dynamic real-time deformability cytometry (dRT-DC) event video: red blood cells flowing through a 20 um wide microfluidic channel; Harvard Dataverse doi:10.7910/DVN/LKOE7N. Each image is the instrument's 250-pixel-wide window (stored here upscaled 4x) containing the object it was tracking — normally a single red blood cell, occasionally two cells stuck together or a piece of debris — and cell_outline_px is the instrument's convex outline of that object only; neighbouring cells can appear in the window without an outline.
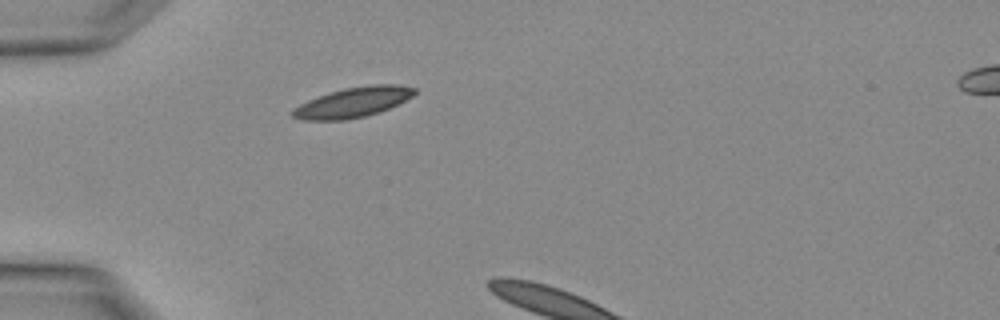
{"species": "Egyptian fruit bat (a non-hibernating species)", "species_latin": "Rousettus aegyptiacus", "temperature_condition": "warm", "stored_images_in_passage": 3, "segment_of_instrument_passage": [1, 2], "camera_frame_rate_fps": 3000, "um_per_image_px": 0.085, "animal": {"sex": "female"}, "frame": {"image": 1, "passage_image": 1, "time_ms": 0.0, "image_size_px": [1000, 320], "cell_outline_px": [[416, 92], [412, 96], [380, 112], [348, 120], [304, 120], [292, 116], [292, 108], [308, 100], [328, 92], [344, 88], [372, 84], [396, 84], [416, 88]], "centroid_in_image_um": [29.98, 8.69], "position_along_channel_um": 55.0, "area_um2": 21.27}}